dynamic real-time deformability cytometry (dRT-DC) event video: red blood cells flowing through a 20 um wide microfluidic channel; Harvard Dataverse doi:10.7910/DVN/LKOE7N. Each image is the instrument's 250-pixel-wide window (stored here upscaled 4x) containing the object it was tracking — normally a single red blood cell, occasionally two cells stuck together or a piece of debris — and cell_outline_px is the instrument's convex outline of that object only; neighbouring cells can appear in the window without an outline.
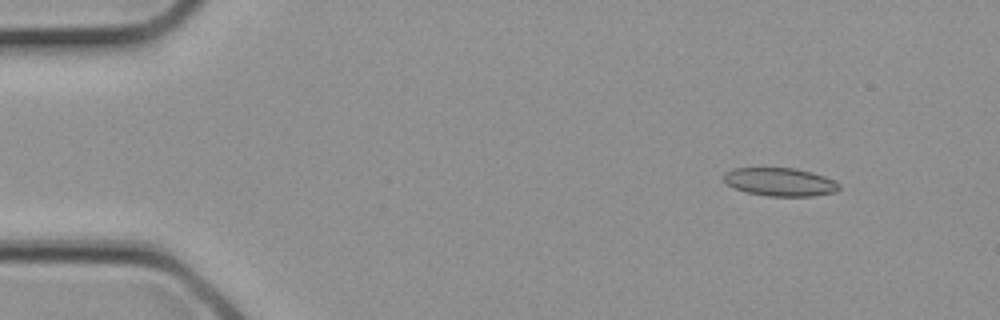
{"species": "common noctule bat (a hibernating species)", "species_latin": "Nyctalus noctula", "temperature_condition": "cold", "stored_images_in_passage": 2, "camera_frame_rate_fps": 3000, "um_per_image_px": 0.085, "animal": {"sex": "female", "body_mass_g": 21.9}, "frame": {"image": 1, "passage_image": 1, "time_ms": 0.0, "image_size_px": [1000, 320], "cell_outline_px": [[840, 188], [836, 192], [812, 196], [768, 196], [744, 192], [728, 184], [724, 180], [724, 172], [732, 168], [796, 168], [812, 172], [824, 176], [840, 184]], "centroid_in_image_um": [66.3, 15.46], "position_along_channel_um": 18.7, "area_um2": 19.02}}